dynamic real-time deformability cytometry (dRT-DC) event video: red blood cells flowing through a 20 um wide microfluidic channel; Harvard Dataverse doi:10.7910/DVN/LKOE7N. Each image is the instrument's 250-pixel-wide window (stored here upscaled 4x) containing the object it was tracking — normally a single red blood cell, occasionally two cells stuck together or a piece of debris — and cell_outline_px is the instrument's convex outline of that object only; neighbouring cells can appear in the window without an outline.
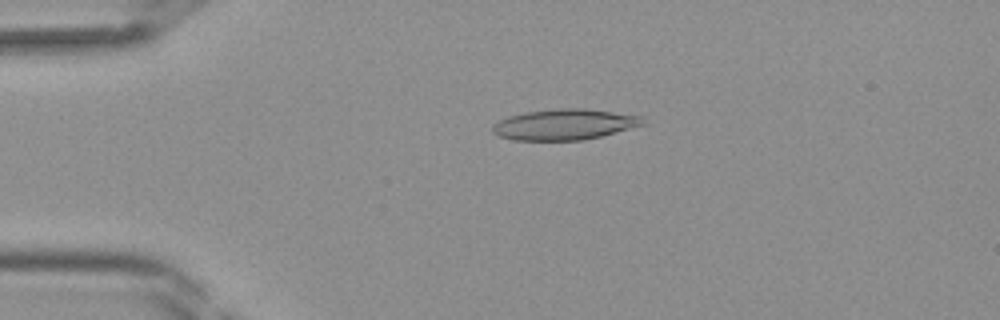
{"species": "Egyptian fruit bat (a non-hibernating species)", "species_latin": "Rousettus aegyptiacus", "temperature_condition": "room temperature", "stored_images_in_passage": 38, "camera_frame_rate_fps": 3000, "um_per_image_px": 0.085, "frame": {"image": 1, "passage_image": 6, "time_ms": 1.667, "image_size_px": [1000, 320], "cell_outline_px": [[644, 124], [600, 136], [584, 140], [512, 140], [500, 136], [492, 132], [492, 124], [508, 116], [524, 112], [556, 108], [584, 108], [640, 116]], "centroid_in_image_um": [47.9, 10.57], "position_along_channel_um": 37.1, "area_um2": 26.7}}
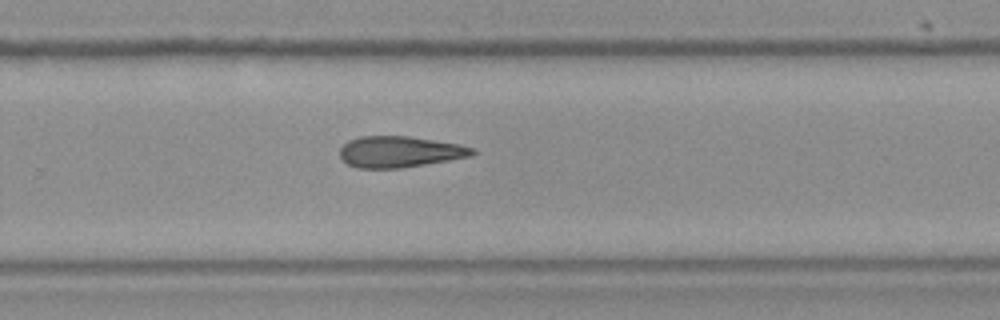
{"frame": {"image": 2, "passage_image": 24, "time_ms": 7.667, "image_size_px": [1000, 320], "cell_outline_px": [[476, 152], [472, 156], [404, 168], [356, 168], [348, 164], [340, 156], [340, 148], [348, 140], [360, 136], [408, 136], [460, 144], [476, 148]], "centroid_in_image_um": [34.0, 12.9], "position_along_channel_um": 295.8, "area_um2": 24.22}}
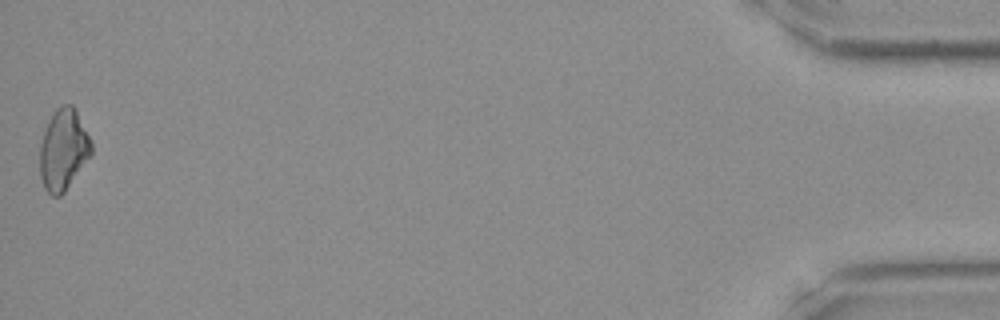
{"frame": {"image": 3, "passage_image": 38, "time_ms": 12.333, "image_size_px": [1000, 320], "cell_outline_px": [[92, 156], [64, 192], [60, 196], [52, 196], [44, 188], [40, 176], [40, 144], [48, 120], [52, 112], [60, 104], [72, 104], [76, 108], [92, 144]], "centroid_in_image_um": [5.39, 12.7], "position_along_channel_um": 429.8, "area_um2": 24.62}}